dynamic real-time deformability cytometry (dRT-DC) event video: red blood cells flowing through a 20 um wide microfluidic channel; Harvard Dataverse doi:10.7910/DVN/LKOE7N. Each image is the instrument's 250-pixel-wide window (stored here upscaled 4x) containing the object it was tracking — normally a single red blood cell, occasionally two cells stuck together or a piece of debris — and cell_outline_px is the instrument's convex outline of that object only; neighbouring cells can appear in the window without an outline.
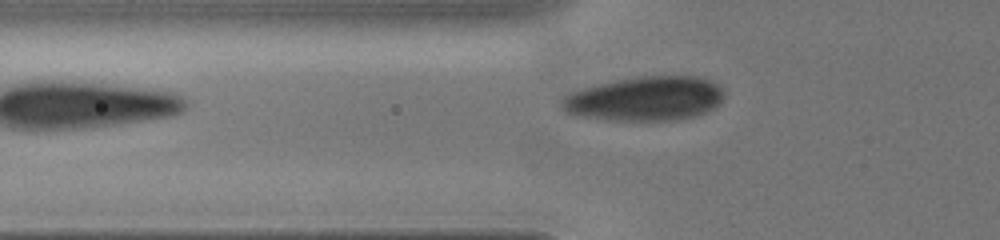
{"species": "human", "species_latin": "Homo sapiens", "temperature_condition": "cold", "stored_images_in_passage": 5, "camera_frame_rate_fps": 3000, "um_per_image_px": 0.085, "donor": {"sex": "male"}, "frame": {"image": 1, "passage_image": 5, "time_ms": 2.667, "image_size_px": [1000, 240], "cell_outline_px": [[724, 96], [720, 104], [716, 108], [696, 116], [676, 120], [608, 120], [580, 116], [568, 112], [560, 104], [560, 100], [564, 96], [580, 88], [640, 76], [696, 76], [712, 80], [724, 92]], "centroid_in_image_um": [54.88, 8.39], "position_along_channel_um": 70.9, "area_um2": 41.91}}